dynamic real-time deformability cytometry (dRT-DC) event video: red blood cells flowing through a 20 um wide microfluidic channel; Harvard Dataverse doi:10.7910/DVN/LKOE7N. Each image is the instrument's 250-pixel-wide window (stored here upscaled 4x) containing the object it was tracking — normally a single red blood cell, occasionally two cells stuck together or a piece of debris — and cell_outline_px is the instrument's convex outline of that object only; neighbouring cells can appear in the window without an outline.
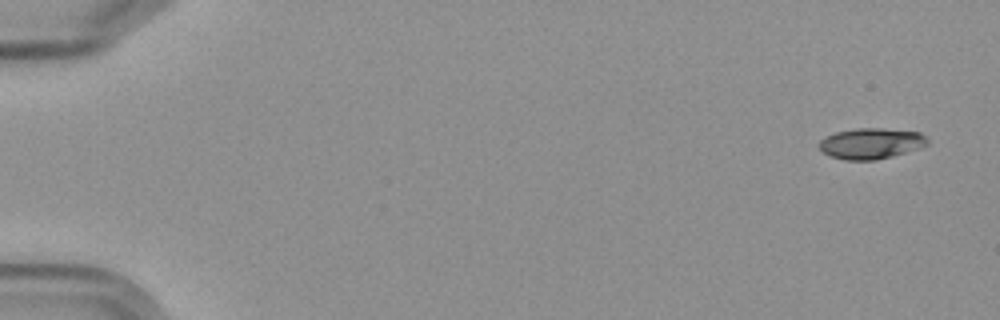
{"species": "Egyptian fruit bat (a non-hibernating species)", "species_latin": "Rousettus aegyptiacus", "temperature_condition": "cold", "stored_images_in_passage": 7, "camera_frame_rate_fps": 3000, "um_per_image_px": 0.085, "frame": {"image": 1, "passage_image": 1, "time_ms": 0.0, "image_size_px": [1000, 320], "cell_outline_px": [[928, 144], [892, 156], [876, 160], [844, 160], [832, 156], [824, 152], [820, 148], [820, 140], [836, 132], [856, 128], [880, 128], [920, 132], [928, 140]], "centroid_in_image_um": [74.03, 12.19], "position_along_channel_um": 11.0, "area_um2": 19.07}}
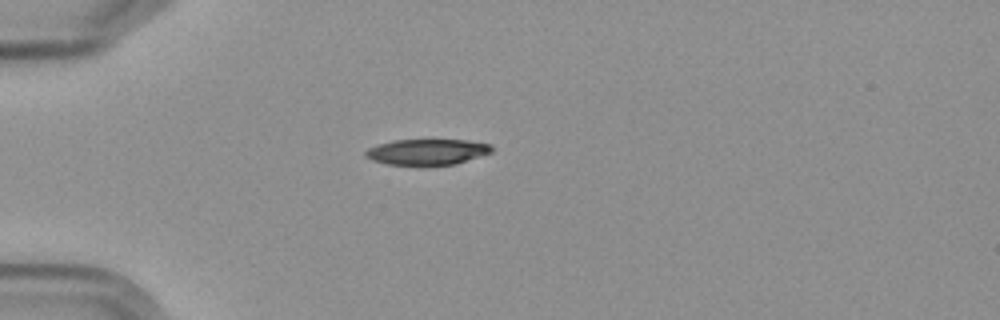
{"frame": {"image": 2, "passage_image": 5, "time_ms": 4.667, "image_size_px": [1000, 320], "cell_outline_px": [[492, 152], [456, 164], [388, 164], [372, 160], [364, 156], [364, 152], [368, 148], [380, 144], [396, 140], [468, 140], [492, 144]], "centroid_in_image_um": [36.33, 12.9], "position_along_channel_um": 48.7, "area_um2": 18.67}}
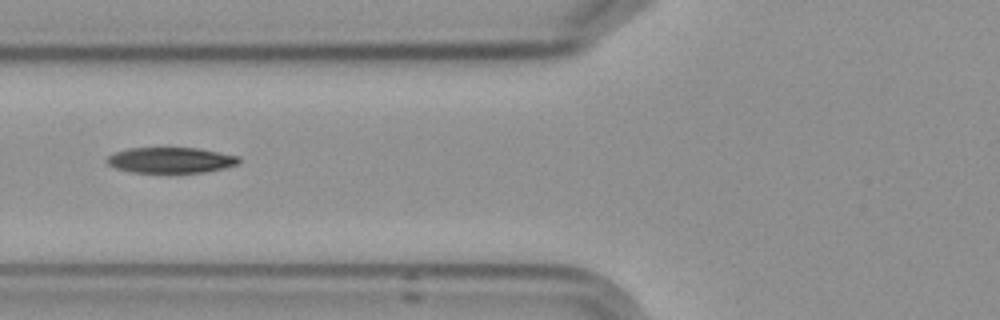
{"frame": {"image": 3, "passage_image": 7, "time_ms": 7.0, "image_size_px": [1000, 320], "cell_outline_px": [[240, 160], [236, 164], [224, 168], [204, 172], [132, 172], [116, 168], [108, 164], [104, 160], [108, 156], [116, 152], [128, 148], [196, 148], [240, 156]], "centroid_in_image_um": [14.49, 13.61], "position_along_channel_um": 111.3, "area_um2": 19.54}}